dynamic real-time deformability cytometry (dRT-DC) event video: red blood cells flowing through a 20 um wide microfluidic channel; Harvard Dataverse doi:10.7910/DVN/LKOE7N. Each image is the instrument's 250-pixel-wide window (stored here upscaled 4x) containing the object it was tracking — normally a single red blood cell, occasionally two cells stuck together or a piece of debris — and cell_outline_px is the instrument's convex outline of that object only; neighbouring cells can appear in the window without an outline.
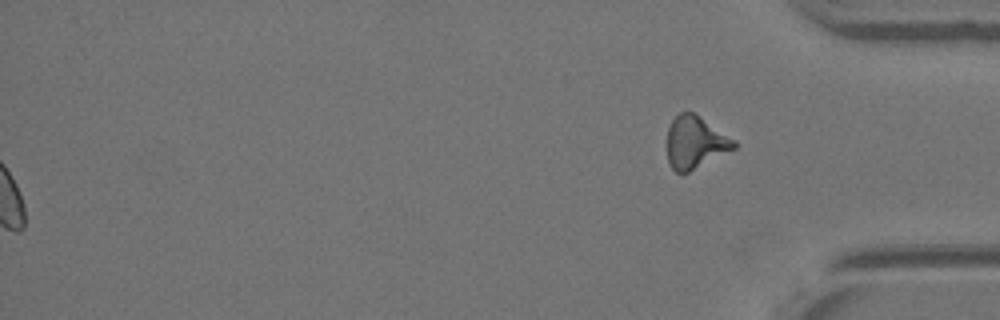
{"species": "Egyptian fruit bat (a non-hibernating species)", "species_latin": "Rousettus aegyptiacus", "temperature_condition": "warm", "stored_images_in_passage": 37, "segment_of_instrument_passage": [2, 2], "camera_frame_rate_fps": 3000, "um_per_image_px": 0.085, "animal": {"sex": "female"}, "frame": {"image": 1, "passage_image": 37, "time_ms": 12.0, "image_size_px": [1000, 320], "cell_outline_px": [[736, 148], [688, 172], [676, 172], [672, 168], [668, 160], [668, 128], [672, 120], [680, 112], [692, 112], [736, 140]], "centroid_in_image_um": [59.1, 12.1], "position_along_channel_um": 376.1, "area_um2": 20.0}}